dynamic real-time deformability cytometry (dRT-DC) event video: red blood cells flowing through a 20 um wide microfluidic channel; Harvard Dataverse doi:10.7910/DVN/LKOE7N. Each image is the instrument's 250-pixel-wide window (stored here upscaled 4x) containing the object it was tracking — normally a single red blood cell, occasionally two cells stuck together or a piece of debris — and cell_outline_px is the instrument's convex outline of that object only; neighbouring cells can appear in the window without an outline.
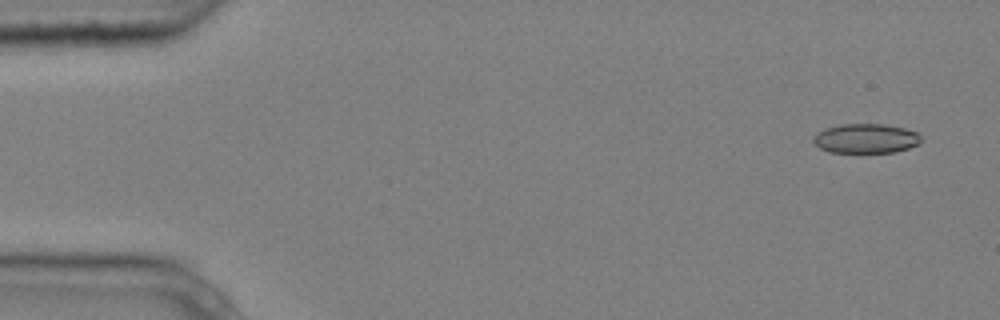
{"species": "common noctule bat (a hibernating species)", "species_latin": "Nyctalus noctula", "temperature_condition": "cold", "stored_images_in_passage": 8, "camera_frame_rate_fps": 3000, "um_per_image_px": 0.085, "animal": {"sex": "male", "body_mass_g": 20.4}, "frame": {"image": 1, "passage_image": 1, "time_ms": 0.0, "image_size_px": [1000, 320], "cell_outline_px": [[924, 140], [920, 144], [908, 148], [892, 152], [828, 152], [820, 148], [812, 140], [812, 136], [824, 128], [840, 124], [884, 124], [904, 128], [916, 132]], "centroid_in_image_um": [73.59, 11.76], "position_along_channel_um": 11.4, "area_um2": 18.61}}
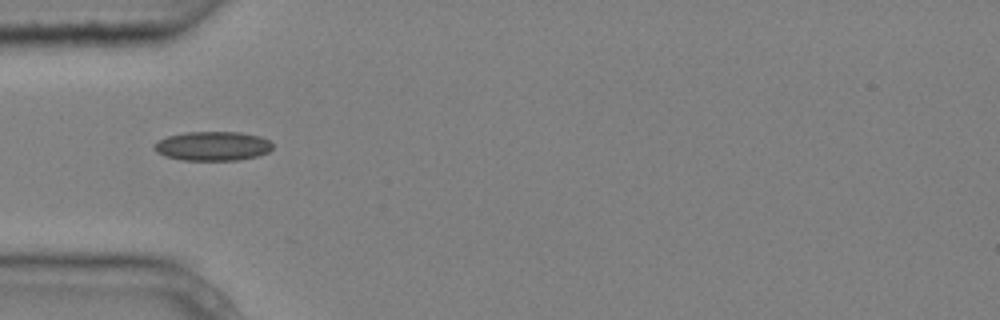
{"frame": {"image": 2, "passage_image": 5, "time_ms": 1.333, "image_size_px": [1000, 320], "cell_outline_px": [[272, 148], [268, 152], [256, 156], [236, 160], [184, 160], [164, 156], [156, 152], [152, 148], [160, 140], [168, 136], [184, 132], [240, 132], [260, 136], [268, 140], [272, 144]], "centroid_in_image_um": [18.07, 12.41], "position_along_channel_um": 66.9, "area_um2": 20.06}}
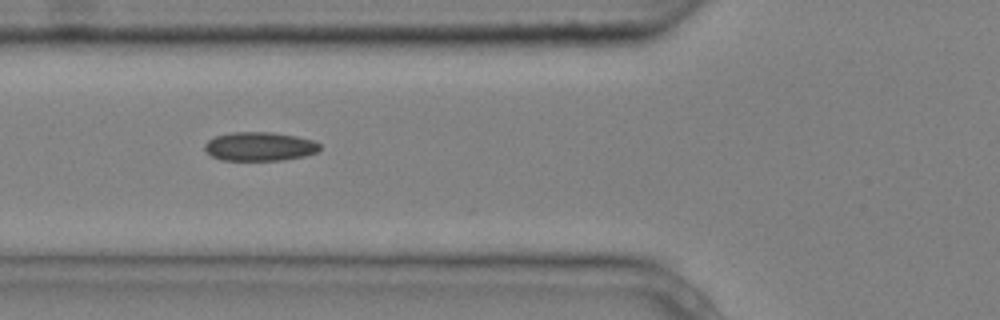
{"frame": {"image": 3, "passage_image": 6, "time_ms": 1.667, "image_size_px": [1000, 320], "cell_outline_px": [[320, 148], [316, 152], [304, 156], [284, 160], [220, 160], [212, 156], [204, 148], [204, 144], [208, 140], [216, 136], [232, 132], [272, 132], [296, 136], [312, 140], [320, 144]], "centroid_in_image_um": [22.06, 12.45], "position_along_channel_um": 103.7, "area_um2": 19.31}}